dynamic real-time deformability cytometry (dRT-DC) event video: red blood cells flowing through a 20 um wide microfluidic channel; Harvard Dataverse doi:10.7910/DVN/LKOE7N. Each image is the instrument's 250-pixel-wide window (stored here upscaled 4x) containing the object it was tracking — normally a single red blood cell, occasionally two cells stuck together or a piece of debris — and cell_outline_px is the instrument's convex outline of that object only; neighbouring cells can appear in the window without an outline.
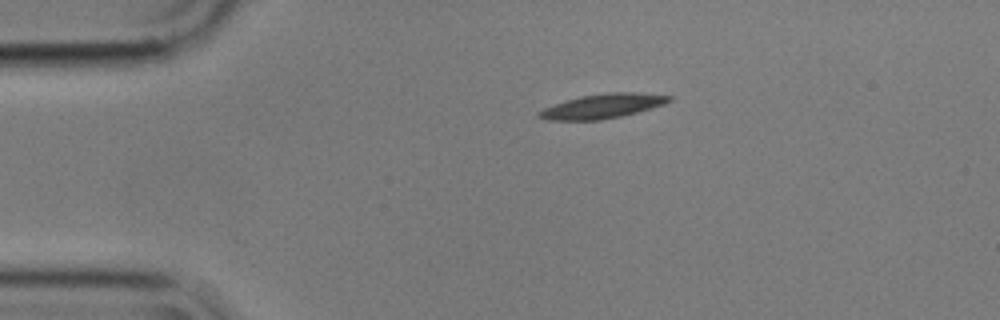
{"species": "common noctule bat (a hibernating species)", "species_latin": "Nyctalus noctula", "temperature_condition": "cold", "stored_images_in_passage": 2, "camera_frame_rate_fps": 3000, "um_per_image_px": 0.085, "animal": {"sex": "male", "body_mass_g": 17.9}, "frame": {"image": 1, "passage_image": 1, "time_ms": 0.0, "image_size_px": [1000, 320], "cell_outline_px": [[672, 100], [664, 104], [652, 108], [620, 116], [600, 120], [544, 120], [536, 116], [536, 112], [544, 108], [580, 96], [608, 92], [640, 92], [672, 96]], "centroid_in_image_um": [51.22, 9.02], "position_along_channel_um": 33.8, "area_um2": 18.5}}